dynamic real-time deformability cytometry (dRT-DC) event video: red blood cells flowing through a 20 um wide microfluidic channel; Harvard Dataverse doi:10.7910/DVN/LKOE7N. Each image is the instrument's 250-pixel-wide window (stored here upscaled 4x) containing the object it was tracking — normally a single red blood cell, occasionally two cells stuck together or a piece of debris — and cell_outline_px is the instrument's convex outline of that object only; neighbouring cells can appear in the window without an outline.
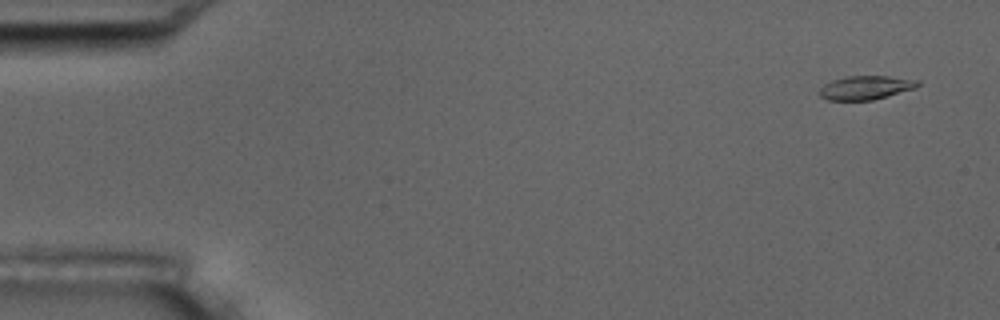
{"species": "common noctule bat (a hibernating species)", "species_latin": "Nyctalus noctula", "temperature_condition": "room temperature", "stored_images_in_passage": 5, "camera_frame_rate_fps": 3000, "um_per_image_px": 0.085, "animal": {"sex": "male", "body_mass_g": 17.5, "forearm_length_mm": 52.3}, "frame": {"image": 1, "passage_image": 1, "time_ms": 0.0, "image_size_px": [1000, 320], "cell_outline_px": [[920, 84], [916, 88], [872, 100], [828, 100], [820, 96], [820, 88], [824, 84], [832, 80], [848, 76], [888, 76], [920, 80]], "centroid_in_image_um": [73.6, 7.44], "position_along_channel_um": 11.4, "area_um2": 13.58}}
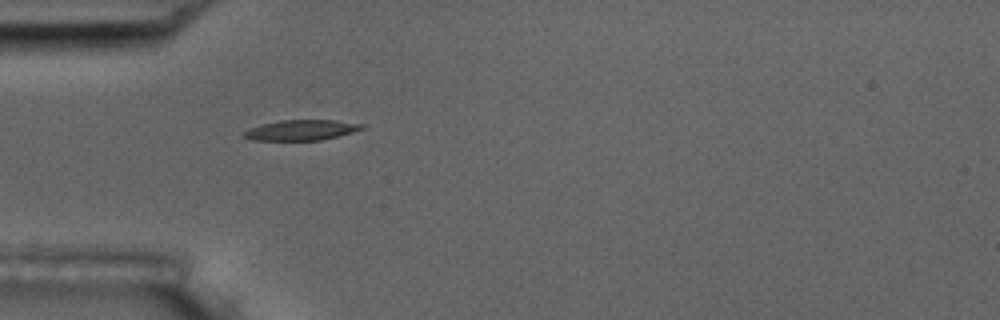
{"frame": {"image": 2, "passage_image": 5, "time_ms": 4.667, "image_size_px": [1000, 320], "cell_outline_px": [[364, 128], [352, 132], [320, 140], [252, 140], [240, 136], [240, 132], [260, 124], [280, 120], [336, 120], [364, 124]], "centroid_in_image_um": [25.52, 11.05], "position_along_channel_um": 59.5, "area_um2": 14.1}}